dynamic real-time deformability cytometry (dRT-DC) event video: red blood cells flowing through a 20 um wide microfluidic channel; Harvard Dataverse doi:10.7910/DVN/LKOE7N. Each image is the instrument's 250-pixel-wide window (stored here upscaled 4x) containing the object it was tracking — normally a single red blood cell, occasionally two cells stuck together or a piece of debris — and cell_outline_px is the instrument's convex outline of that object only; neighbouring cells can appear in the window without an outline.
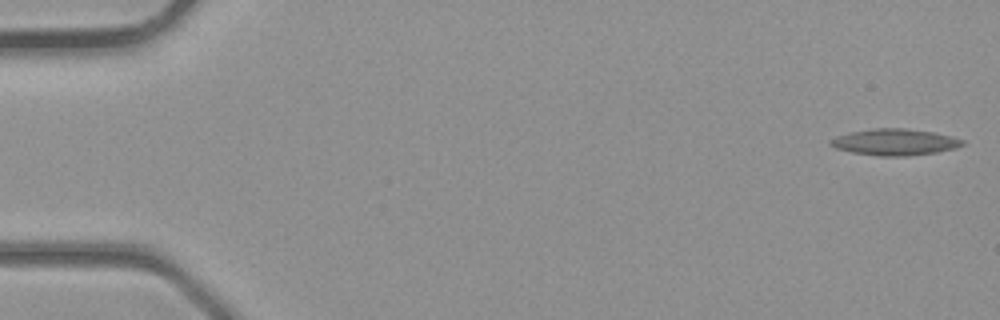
{"species": "common noctule bat (a hibernating species)", "species_latin": "Nyctalus noctula", "temperature_condition": "room temperature", "stored_images_in_passage": 11, "camera_frame_rate_fps": 3000, "um_per_image_px": 0.085, "animal": {"sex": "male", "body_mass_g": 23.1, "forearm_length_mm": 52.7}, "frame": {"image": 1, "passage_image": 1, "time_ms": 0.0, "image_size_px": [1000, 320], "cell_outline_px": [[964, 144], [956, 148], [936, 152], [908, 156], [880, 156], [852, 152], [836, 148], [828, 144], [828, 140], [836, 136], [848, 132], [872, 128], [904, 128], [932, 132], [964, 140]], "centroid_in_image_um": [76.0, 12.07], "position_along_channel_um": 9.0, "area_um2": 20.29}}
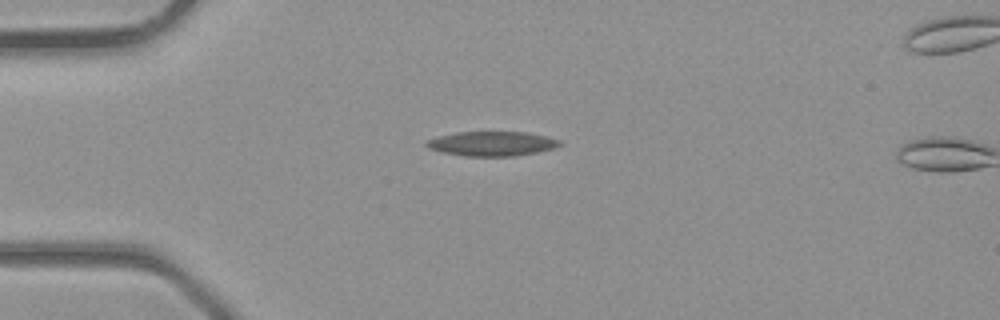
{"frame": {"image": 2, "passage_image": 10, "time_ms": 3.0, "image_size_px": [1000, 320], "cell_outline_px": [[564, 144], [552, 148], [536, 152], [512, 156], [464, 156], [444, 152], [428, 148], [424, 144], [428, 140], [440, 136], [456, 132], [528, 132], [560, 140]], "centroid_in_image_um": [41.82, 12.21], "position_along_channel_um": 43.2, "area_um2": 18.84}}